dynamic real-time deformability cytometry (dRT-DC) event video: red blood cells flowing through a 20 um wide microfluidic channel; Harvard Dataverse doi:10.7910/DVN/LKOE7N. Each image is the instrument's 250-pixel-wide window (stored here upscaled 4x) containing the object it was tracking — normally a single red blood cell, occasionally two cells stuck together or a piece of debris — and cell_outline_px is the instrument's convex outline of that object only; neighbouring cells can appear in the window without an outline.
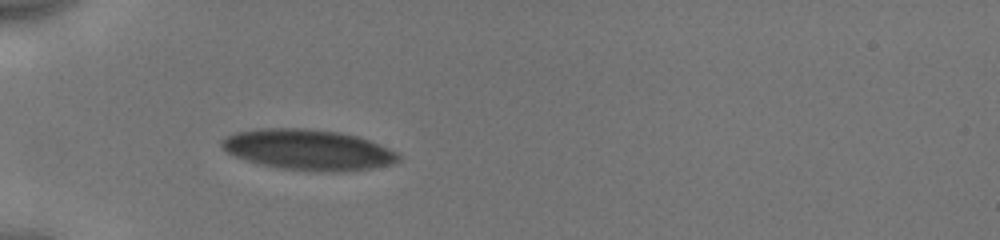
{"species": "human", "species_latin": "Homo sapiens", "temperature_condition": "cold", "stored_images_in_passage": 16, "camera_frame_rate_fps": 3000, "um_per_image_px": 0.085, "donor": {"sex": "male"}, "frame": {"image": 1, "passage_image": 12, "time_ms": 4.0, "image_size_px": [1000, 240], "cell_outline_px": [[400, 160], [392, 164], [368, 168], [280, 168], [260, 164], [236, 156], [220, 148], [220, 140], [224, 136], [236, 132], [256, 128], [308, 128], [340, 132], [356, 136], [380, 144], [396, 152], [400, 156]], "centroid_in_image_um": [26.09, 12.65], "position_along_channel_um": 58.9, "area_um2": 40.4}}
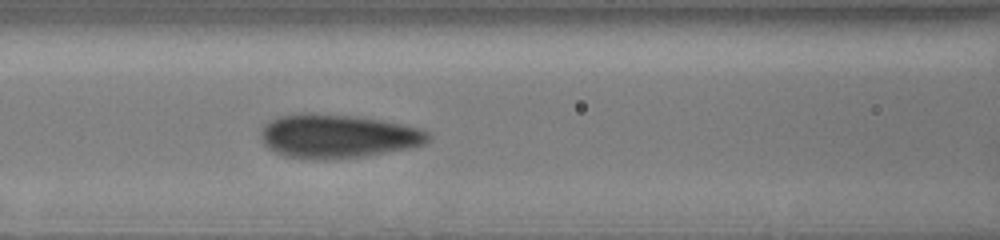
{"frame": {"image": 2, "passage_image": 16, "time_ms": 6.333, "image_size_px": [1000, 240], "cell_outline_px": [[432, 136], [424, 144], [408, 148], [364, 156], [332, 160], [312, 160], [284, 156], [268, 148], [260, 140], [260, 132], [276, 116], [300, 112], [308, 112], [352, 116], [380, 120], [420, 128], [428, 132]], "centroid_in_image_um": [28.66, 11.58], "position_along_channel_um": 137.9, "area_um2": 42.89}}